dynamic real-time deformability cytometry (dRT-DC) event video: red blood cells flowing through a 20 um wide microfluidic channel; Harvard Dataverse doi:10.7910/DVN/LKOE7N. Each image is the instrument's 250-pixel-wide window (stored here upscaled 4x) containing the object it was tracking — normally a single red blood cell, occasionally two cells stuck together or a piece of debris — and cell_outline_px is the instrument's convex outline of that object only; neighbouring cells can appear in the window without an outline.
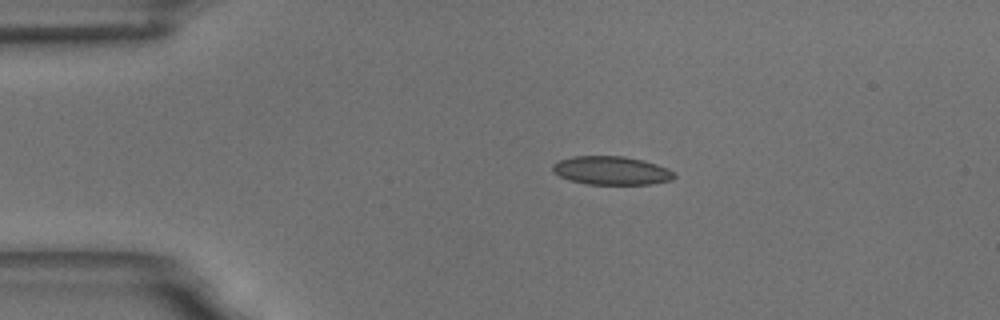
{"species": "common noctule bat (a hibernating species)", "species_latin": "Nyctalus noctula", "temperature_condition": "room temperature", "stored_images_in_passage": 4, "camera_frame_rate_fps": 3000, "um_per_image_px": 0.085, "animal": {"sex": "male", "body_mass_g": 18.8}, "frame": {"image": 1, "passage_image": 2, "time_ms": 2.0, "image_size_px": [1000, 320], "cell_outline_px": [[676, 176], [672, 180], [652, 184], [588, 184], [572, 180], [560, 176], [552, 172], [552, 164], [560, 160], [572, 156], [624, 156], [644, 160], [668, 168], [676, 172]], "centroid_in_image_um": [52.01, 14.49], "position_along_channel_um": 33.0, "area_um2": 20.29}}
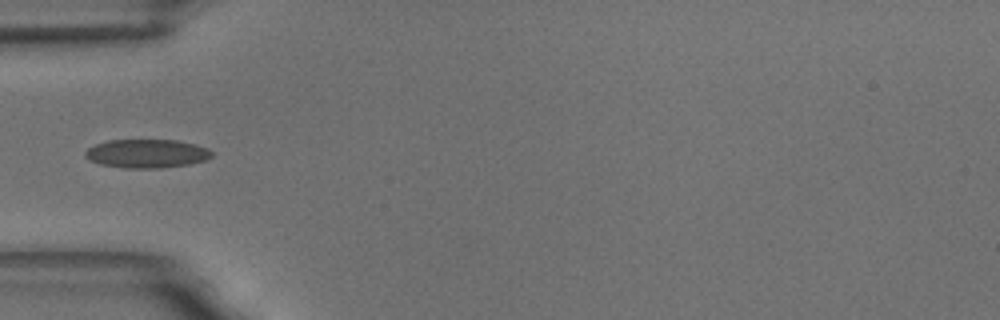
{"frame": {"image": 2, "passage_image": 4, "time_ms": 4.333, "image_size_px": [1000, 320], "cell_outline_px": [[212, 156], [204, 160], [188, 164], [160, 168], [124, 168], [100, 164], [84, 156], [84, 152], [88, 148], [96, 144], [108, 140], [176, 140], [196, 144], [208, 148], [212, 152]], "centroid_in_image_um": [12.47, 13.05], "position_along_channel_um": 72.5, "area_um2": 21.04}}